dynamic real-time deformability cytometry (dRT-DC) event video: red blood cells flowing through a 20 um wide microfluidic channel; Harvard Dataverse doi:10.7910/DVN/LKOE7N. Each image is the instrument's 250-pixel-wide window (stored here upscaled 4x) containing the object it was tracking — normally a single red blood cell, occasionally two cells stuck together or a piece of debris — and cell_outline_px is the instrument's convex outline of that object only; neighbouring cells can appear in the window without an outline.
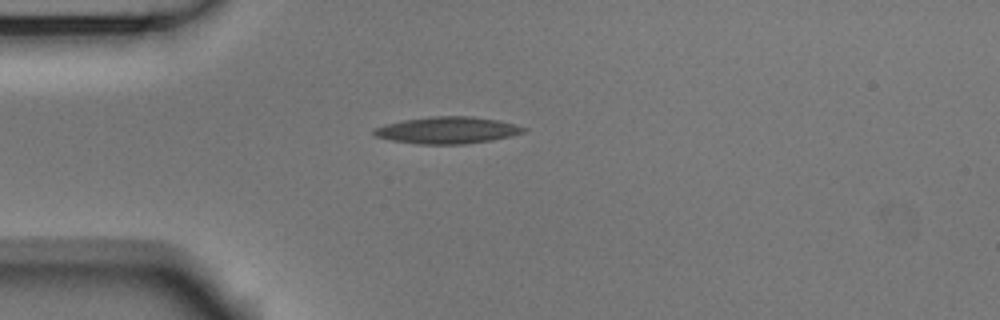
{"species": "Egyptian fruit bat (a non-hibernating species)", "species_latin": "Rousettus aegyptiacus", "temperature_condition": "room temperature", "stored_images_in_passage": 36, "camera_frame_rate_fps": 3000, "um_per_image_px": 0.085, "animal": {"sex": "male"}, "frame": {"image": 1, "passage_image": 1, "time_ms": 0.0, "image_size_px": [1000, 320], "cell_outline_px": [[528, 128], [524, 132], [492, 140], [464, 144], [420, 144], [392, 140], [376, 136], [372, 132], [376, 128], [388, 124], [404, 120], [432, 116], [472, 116], [500, 120]], "centroid_in_image_um": [38.07, 11.06], "position_along_channel_um": 46.9, "area_um2": 23.12}}
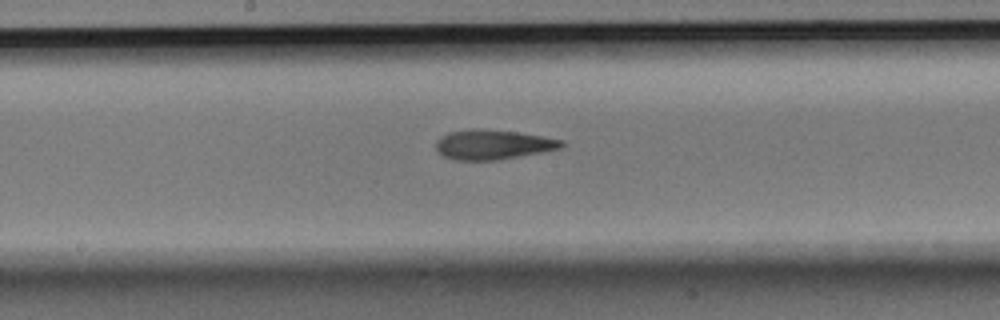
{"frame": {"image": 2, "passage_image": 15, "time_ms": 4.667, "image_size_px": [1000, 320], "cell_outline_px": [[568, 144], [560, 148], [500, 160], [456, 160], [444, 156], [436, 152], [436, 140], [440, 136], [448, 132], [472, 128], [476, 128], [516, 132], [564, 140]], "centroid_in_image_um": [41.87, 12.29], "position_along_channel_um": 206.3, "area_um2": 21.85}}
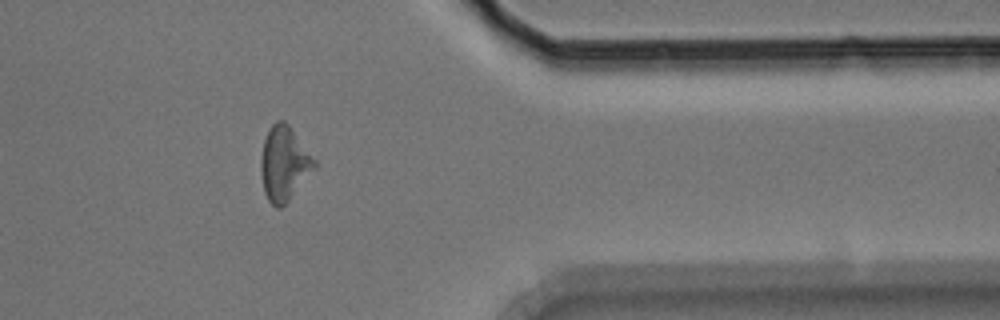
{"frame": {"image": 3, "passage_image": 31, "time_ms": 10.0, "image_size_px": [1000, 320], "cell_outline_px": [[316, 168], [288, 200], [280, 208], [276, 208], [268, 200], [264, 192], [260, 172], [260, 160], [264, 140], [268, 128], [276, 120], [284, 120], [288, 124], [316, 160]], "centroid_in_image_um": [24.13, 13.89], "position_along_channel_um": 387.3, "area_um2": 23.18}, "authors_computed_cell_mechanics": {"area_um2": 21.8195, "velocity_mm_per_s": 3.6998, "shape_relaxation_time_tau1_ms": 4.6189, "shape_relaxation_time_tau2_ms": 3.0982, "deformation_change_tau1": 0.1683, "deformation_change_tau2": 0.1318}}